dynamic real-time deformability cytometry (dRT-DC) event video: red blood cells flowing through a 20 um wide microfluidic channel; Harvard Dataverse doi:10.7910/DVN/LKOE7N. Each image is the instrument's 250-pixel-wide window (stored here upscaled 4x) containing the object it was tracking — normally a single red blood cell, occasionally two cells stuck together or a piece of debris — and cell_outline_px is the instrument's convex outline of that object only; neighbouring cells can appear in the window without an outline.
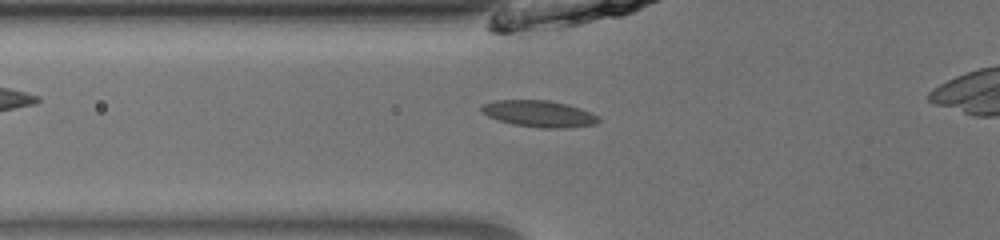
{"species": "common noctule bat (a hibernating species)", "species_latin": "Nyctalus noctula", "temperature_condition": "room temperature", "stored_images_in_passage": 31, "camera_frame_rate_fps": 3000, "um_per_image_px": 0.085, "animal": {"sex": "male", "body_mass_g": 13.0, "forearm_length_mm": 53.1}, "frame": {"image": 1, "passage_image": 3, "time_ms": 0.667, "image_size_px": [1000, 240], "cell_outline_px": [[600, 120], [596, 124], [568, 128], [540, 128], [516, 124], [500, 120], [488, 116], [480, 112], [480, 108], [484, 104], [496, 100], [548, 100], [568, 104], [580, 108], [600, 116]], "centroid_in_image_um": [45.86, 9.66], "position_along_channel_um": 79.9, "area_um2": 18.09}}
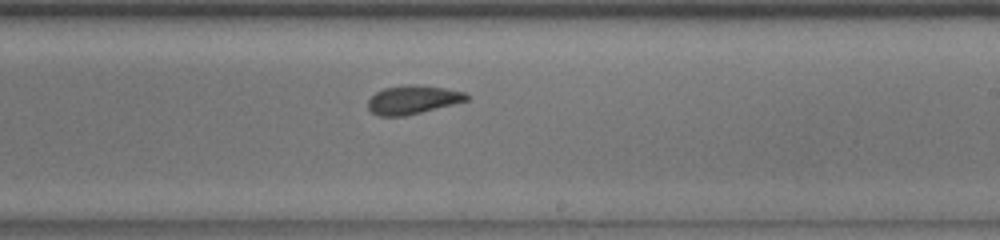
{"frame": {"image": 2, "passage_image": 16, "time_ms": 5.0, "image_size_px": [1000, 240], "cell_outline_px": [[468, 100], [404, 116], [380, 116], [372, 112], [368, 108], [368, 100], [376, 92], [384, 88], [408, 84], [420, 84], [444, 88], [464, 92], [468, 96]], "centroid_in_image_um": [35.06, 8.46], "position_along_channel_um": 253.9, "area_um2": 16.24}}
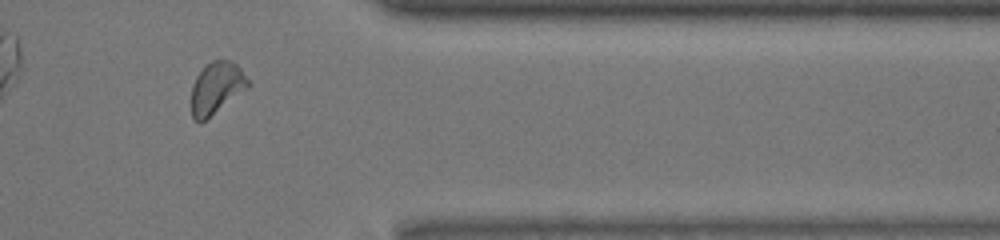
{"frame": {"image": 3, "passage_image": 27, "time_ms": 8.667, "image_size_px": [1000, 240], "cell_outline_px": [[252, 84], [248, 88], [200, 124], [192, 116], [192, 84], [196, 76], [212, 60], [232, 60], [240, 68]], "centroid_in_image_um": [18.42, 7.47], "position_along_channel_um": 393.0, "area_um2": 17.05}}